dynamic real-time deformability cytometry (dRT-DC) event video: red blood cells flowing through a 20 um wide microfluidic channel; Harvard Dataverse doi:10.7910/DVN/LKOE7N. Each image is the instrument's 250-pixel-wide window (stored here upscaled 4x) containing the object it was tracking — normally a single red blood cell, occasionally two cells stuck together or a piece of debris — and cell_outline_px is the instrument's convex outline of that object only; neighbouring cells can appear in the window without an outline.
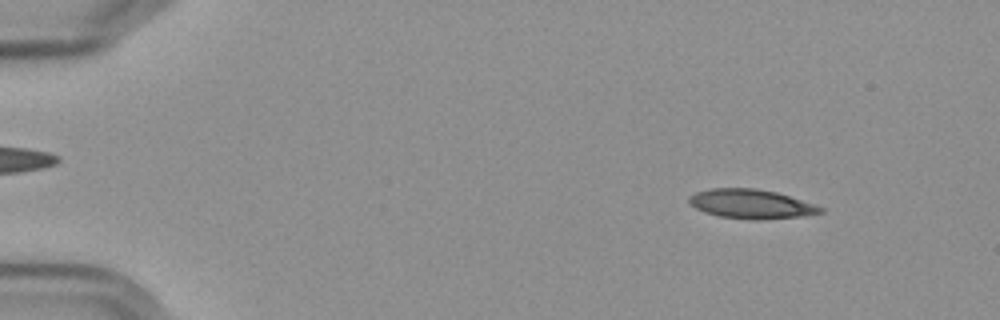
{"species": "Egyptian fruit bat (a non-hibernating species)", "species_latin": "Rousettus aegyptiacus", "temperature_condition": "cold", "stored_images_in_passage": 56, "camera_frame_rate_fps": 3000, "um_per_image_px": 0.085, "frame": {"image": 1, "passage_image": 6, "time_ms": 1.667, "image_size_px": [1000, 320], "cell_outline_px": [[824, 212], [804, 216], [756, 220], [752, 220], [720, 216], [704, 212], [696, 208], [688, 200], [688, 196], [696, 192], [712, 188], [756, 188], [776, 192], [824, 208]], "centroid_in_image_um": [63.83, 17.34], "position_along_channel_um": 21.2, "area_um2": 22.2}}
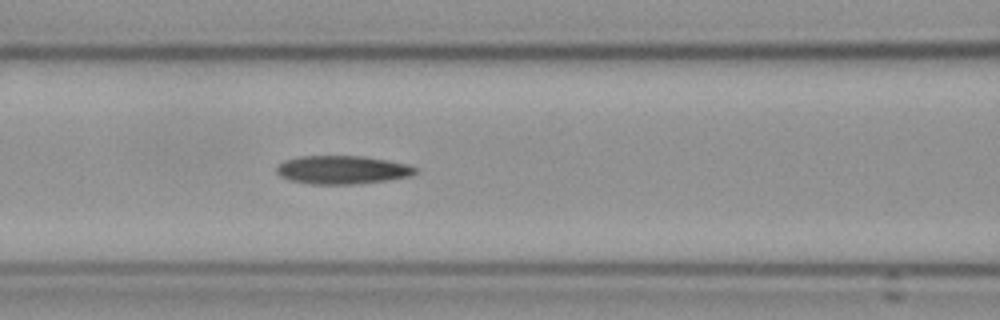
{"frame": {"image": 2, "passage_image": 24, "time_ms": 7.667, "image_size_px": [1000, 320], "cell_outline_px": [[416, 172], [412, 176], [384, 180], [352, 184], [312, 184], [292, 180], [280, 176], [276, 172], [276, 168], [284, 160], [300, 156], [364, 156], [388, 160], [408, 164], [416, 168]], "centroid_in_image_um": [29.09, 14.42], "position_along_channel_um": 137.5, "area_um2": 22.77}}
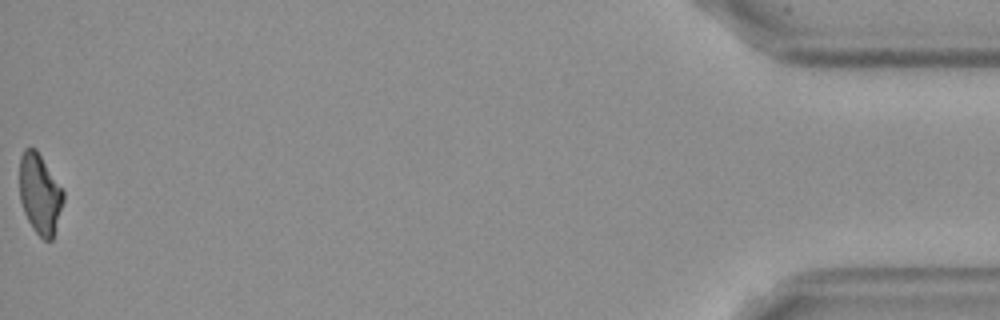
{"frame": {"image": 3, "passage_image": 56, "time_ms": 18.333, "image_size_px": [1000, 320], "cell_outline_px": [[64, 200], [52, 240], [44, 240], [32, 228], [24, 212], [20, 200], [20, 156], [24, 148], [36, 148], [64, 192]], "centroid_in_image_um": [3.38, 16.48], "position_along_channel_um": 431.8, "area_um2": 20.29}, "authors_computed_cell_mechanics": {"area_um2": 22.5998, "velocity_mm_per_s": 3.6106, "shape_relaxation_time_tau1_ms": null, "shape_relaxation_time_tau2_ms": 9.7436, "deformation_change_tau1": null, "deformation_change_tau2": 0.1949}}